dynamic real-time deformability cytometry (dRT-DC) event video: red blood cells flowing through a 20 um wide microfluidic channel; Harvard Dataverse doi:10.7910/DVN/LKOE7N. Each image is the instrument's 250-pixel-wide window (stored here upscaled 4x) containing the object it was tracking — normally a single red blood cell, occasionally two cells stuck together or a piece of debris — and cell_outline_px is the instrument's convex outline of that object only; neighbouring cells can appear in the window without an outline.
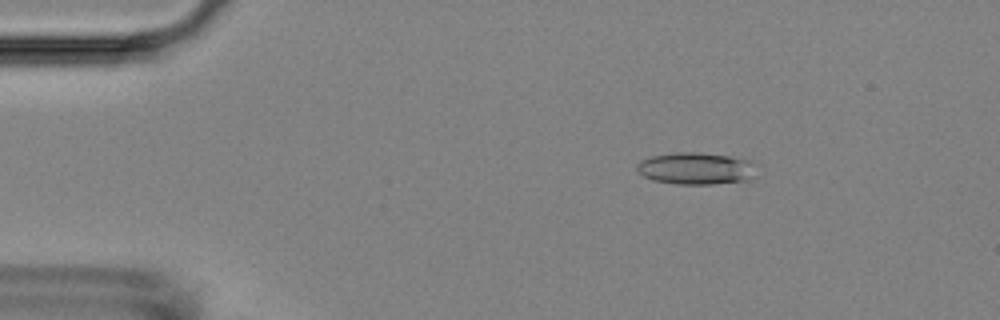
{"species": "Egyptian fruit bat (a non-hibernating species)", "species_latin": "Rousettus aegyptiacus", "temperature_condition": "room temperature", "stored_images_in_passage": 32, "camera_frame_rate_fps": 3000, "um_per_image_px": 0.085, "animal": {"sex": "female"}, "frame": {"image": 1, "passage_image": 1, "time_ms": 0.0, "image_size_px": [1000, 320], "cell_outline_px": [[748, 180], [712, 184], [676, 184], [652, 180], [636, 172], [636, 164], [640, 160], [652, 156], [676, 152], [700, 152], [728, 156], [748, 160]], "centroid_in_image_um": [58.95, 14.31], "position_along_channel_um": 26.0, "area_um2": 21.68}}
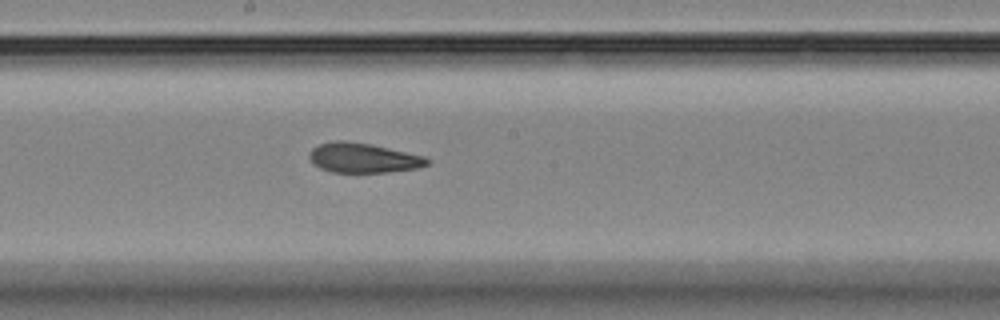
{"frame": {"image": 2, "passage_image": 22, "time_ms": 7.0, "image_size_px": [1000, 320], "cell_outline_px": [[432, 160], [428, 164], [420, 168], [388, 172], [332, 172], [320, 168], [312, 164], [308, 156], [308, 152], [312, 148], [320, 144], [332, 140], [344, 140], [372, 144], [424, 156]], "centroid_in_image_um": [30.86, 13.41], "position_along_channel_um": 217.3, "area_um2": 20.69}}
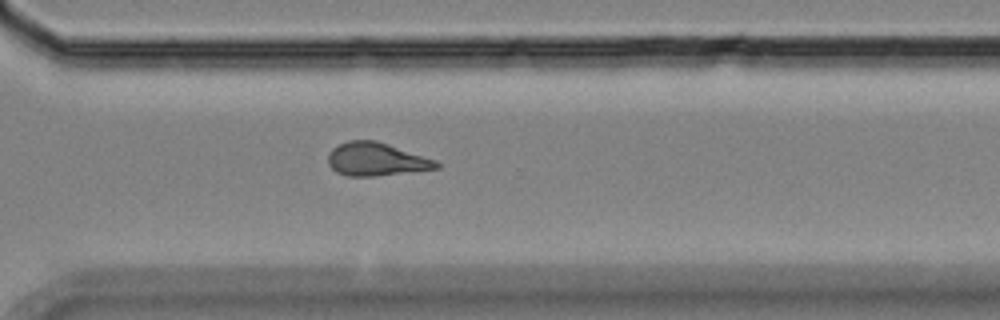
{"frame": {"image": 3, "passage_image": 32, "time_ms": 10.333, "image_size_px": [1000, 320], "cell_outline_px": [[440, 168], [372, 176], [348, 176], [336, 172], [328, 164], [328, 152], [332, 148], [348, 140], [376, 140], [436, 160], [440, 164]], "centroid_in_image_um": [31.95, 13.53], "position_along_channel_um": 338.7, "area_um2": 20.81}}